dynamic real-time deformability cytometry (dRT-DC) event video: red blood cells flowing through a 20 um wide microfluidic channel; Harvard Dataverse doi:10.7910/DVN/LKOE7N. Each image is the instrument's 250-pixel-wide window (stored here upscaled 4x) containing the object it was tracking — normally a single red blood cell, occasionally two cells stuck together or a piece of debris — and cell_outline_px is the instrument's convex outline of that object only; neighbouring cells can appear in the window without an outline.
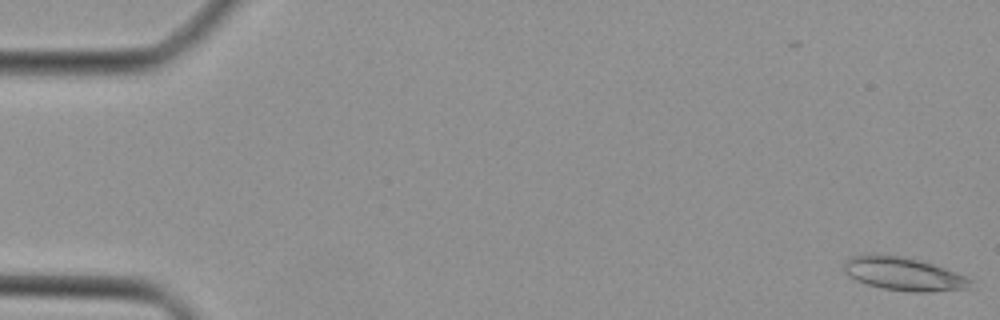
{"species": "Egyptian fruit bat (a non-hibernating species)", "species_latin": "Rousettus aegyptiacus", "temperature_condition": "cold", "stored_images_in_passage": 45, "camera_frame_rate_fps": 3000, "um_per_image_px": 0.085, "animal": {"sex": "female"}, "frame": {"image": 1, "passage_image": 1, "time_ms": 0.0, "image_size_px": [1000, 320], "cell_outline_px": [[976, 280], [968, 288], [932, 292], [908, 292], [880, 288], [856, 280], [848, 276], [844, 272], [844, 260], [852, 256], [904, 256], [920, 260], [956, 272]], "centroid_in_image_um": [76.85, 23.31], "position_along_channel_um": 8.1, "area_um2": 24.39}}
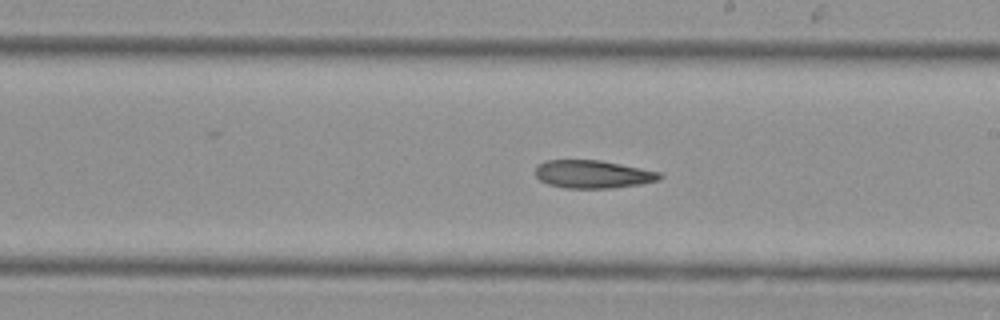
{"frame": {"image": 2, "passage_image": 26, "time_ms": 8.333, "image_size_px": [1000, 320], "cell_outline_px": [[664, 176], [660, 180], [640, 184], [612, 188], [564, 188], [548, 184], [540, 180], [536, 176], [536, 168], [544, 160], [600, 160], [660, 172]], "centroid_in_image_um": [50.41, 14.81], "position_along_channel_um": 238.6, "area_um2": 20.23}}
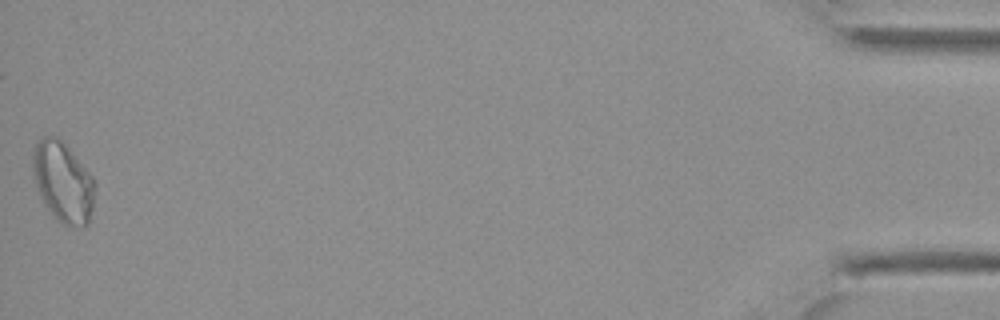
{"frame": {"image": 3, "passage_image": 45, "time_ms": 14.667, "image_size_px": [1000, 320], "cell_outline_px": [[96, 188], [92, 208], [88, 224], [72, 228], [64, 224], [44, 204], [32, 168], [32, 156], [36, 144], [44, 136], [56, 136], [68, 148], [92, 176], [96, 184]], "centroid_in_image_um": [5.38, 15.48], "position_along_channel_um": 429.8, "area_um2": 28.38}}